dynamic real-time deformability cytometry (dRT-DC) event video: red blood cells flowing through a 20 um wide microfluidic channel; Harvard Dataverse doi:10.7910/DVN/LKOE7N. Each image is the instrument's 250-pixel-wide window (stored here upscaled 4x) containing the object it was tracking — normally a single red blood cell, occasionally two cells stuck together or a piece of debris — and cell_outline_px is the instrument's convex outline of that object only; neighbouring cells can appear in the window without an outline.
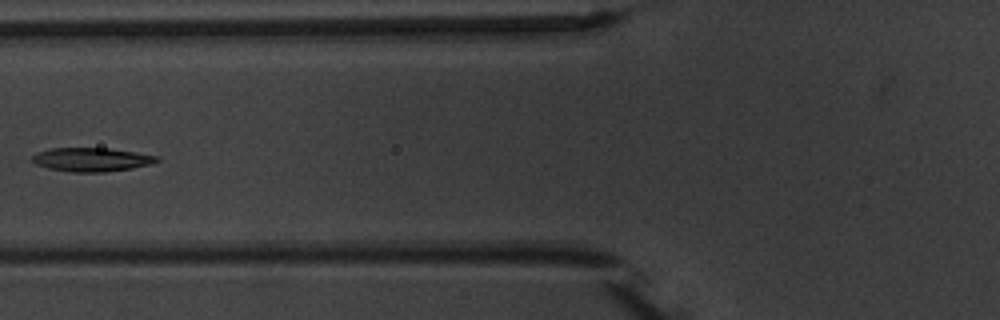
{"species": "common noctule bat (a hibernating species)", "species_latin": "Nyctalus noctula", "temperature_condition": "warm", "stored_images_in_passage": 8, "camera_frame_rate_fps": 3000, "um_per_image_px": 0.085, "animal": {"sex": "male", "body_mass_g": 20.1, "forearm_length_mm": 53.5}, "frame": {"image": 1, "passage_image": 7, "time_ms": 7.333, "image_size_px": [1000, 320], "cell_outline_px": [[160, 160], [152, 164], [132, 168], [104, 172], [72, 172], [48, 168], [36, 164], [32, 160], [32, 156], [36, 152], [52, 148], [108, 148], [136, 152], [160, 156]], "centroid_in_image_um": [7.81, 13.56], "position_along_channel_um": 118.0, "area_um2": 17.34}}
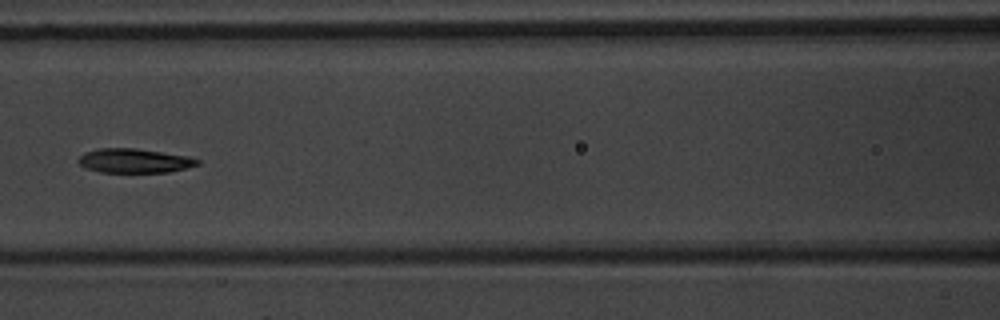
{"frame": {"image": 2, "passage_image": 8, "time_ms": 8.333, "image_size_px": [1000, 320], "cell_outline_px": [[200, 164], [168, 172], [100, 172], [84, 168], [76, 160], [84, 152], [100, 148], [132, 148], [188, 156], [200, 160]], "centroid_in_image_um": [11.37, 13.66], "position_along_channel_um": 155.2, "area_um2": 16.7}}